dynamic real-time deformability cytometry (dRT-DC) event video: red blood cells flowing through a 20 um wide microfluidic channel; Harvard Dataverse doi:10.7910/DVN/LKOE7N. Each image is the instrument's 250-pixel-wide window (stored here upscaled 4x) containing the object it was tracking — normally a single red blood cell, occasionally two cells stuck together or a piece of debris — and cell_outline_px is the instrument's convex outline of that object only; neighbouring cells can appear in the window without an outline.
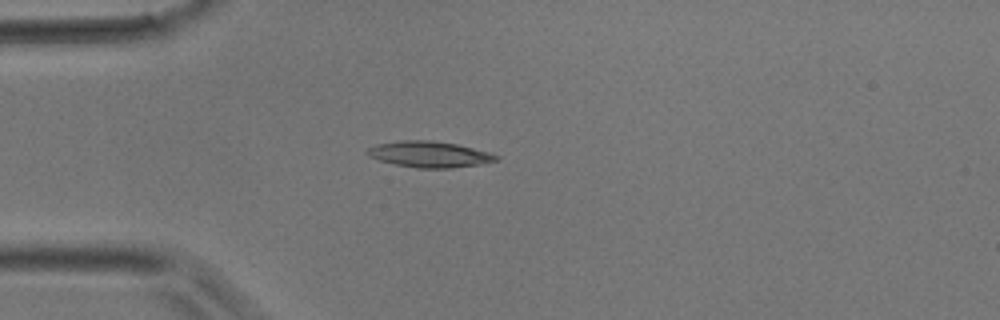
{"species": "common noctule bat (a hibernating species)", "species_latin": "Nyctalus noctula", "temperature_condition": "room temperature", "stored_images_in_passage": 30, "camera_frame_rate_fps": 3000, "um_per_image_px": 0.085, "animal": {"sex": "male", "body_mass_g": 17.9}, "frame": {"image": 1, "passage_image": 1, "time_ms": 0.0, "image_size_px": [1000, 320], "cell_outline_px": [[500, 160], [480, 164], [452, 168], [416, 168], [396, 164], [380, 160], [368, 156], [364, 152], [368, 148], [376, 144], [400, 140], [432, 140], [456, 144], [488, 152], [500, 156]], "centroid_in_image_um": [36.49, 13.11], "position_along_channel_um": 48.5, "area_um2": 19.59}}
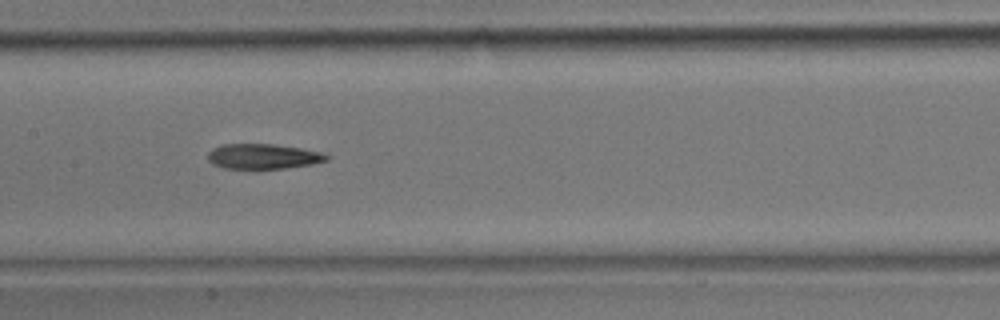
{"frame": {"image": 2, "passage_image": 10, "time_ms": 3.0, "image_size_px": [1000, 320], "cell_outline_px": [[328, 160], [312, 164], [284, 168], [224, 168], [212, 164], [208, 160], [208, 152], [212, 148], [224, 144], [272, 144], [300, 148], [320, 152], [328, 156]], "centroid_in_image_um": [22.33, 13.29], "position_along_channel_um": 185.1, "area_um2": 17.17}}
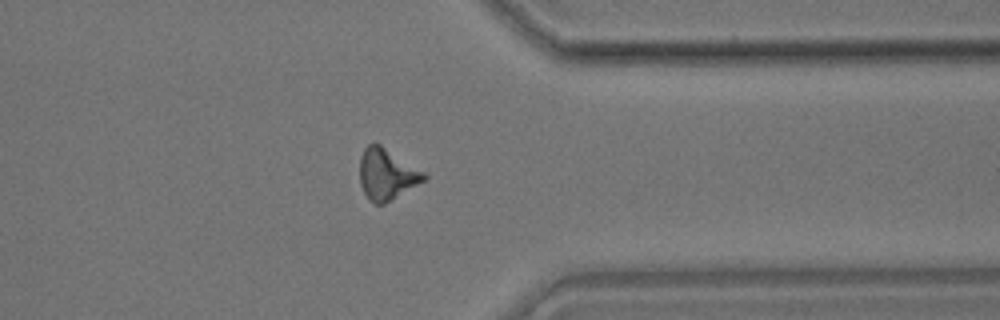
{"frame": {"image": 3, "passage_image": 22, "time_ms": 7.0, "image_size_px": [1000, 320], "cell_outline_px": [[428, 176], [424, 180], [384, 204], [376, 204], [364, 192], [360, 184], [360, 156], [364, 148], [368, 144], [380, 144], [424, 172]], "centroid_in_image_um": [32.85, 14.79], "position_along_channel_um": 378.5, "area_um2": 18.67}}